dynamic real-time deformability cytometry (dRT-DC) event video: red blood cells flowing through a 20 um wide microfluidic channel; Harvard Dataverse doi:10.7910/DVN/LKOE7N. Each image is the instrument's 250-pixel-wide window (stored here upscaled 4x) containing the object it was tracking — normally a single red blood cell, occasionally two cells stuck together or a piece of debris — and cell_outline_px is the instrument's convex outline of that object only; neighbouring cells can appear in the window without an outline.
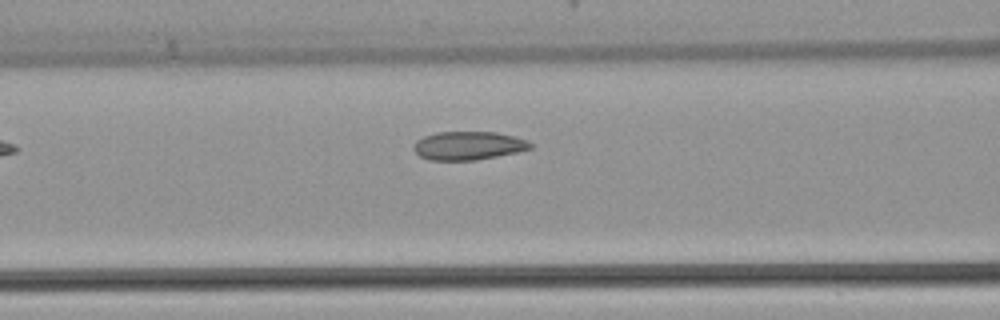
{"species": "common noctule bat (a hibernating species)", "species_latin": "Nyctalus noctula", "temperature_condition": "warm", "stored_images_in_passage": 5, "camera_frame_rate_fps": 3000, "um_per_image_px": 0.085, "animal": {"sex": "female", "body_mass_g": 22.7, "forearm_length_mm": 54.2}, "frame": {"image": 1, "passage_image": 5, "time_ms": 1.333, "image_size_px": [1000, 320], "cell_outline_px": [[532, 148], [516, 152], [476, 160], [428, 160], [420, 156], [412, 148], [416, 140], [424, 136], [436, 132], [496, 132], [516, 136], [528, 140], [532, 144]], "centroid_in_image_um": [39.8, 12.37], "position_along_channel_um": 126.8, "area_um2": 19.42}}